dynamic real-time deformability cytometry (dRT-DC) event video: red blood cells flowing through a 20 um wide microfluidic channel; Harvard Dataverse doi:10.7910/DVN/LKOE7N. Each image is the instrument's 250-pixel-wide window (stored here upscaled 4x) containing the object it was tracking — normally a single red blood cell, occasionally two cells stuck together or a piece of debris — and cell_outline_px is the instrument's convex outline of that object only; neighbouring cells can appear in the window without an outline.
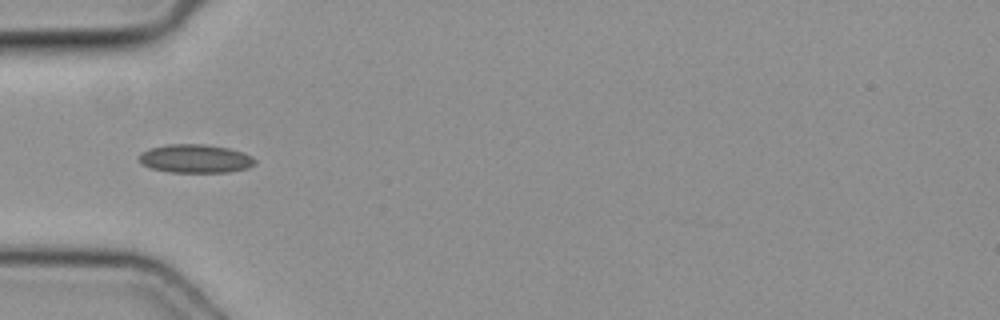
{"species": "common noctule bat (a hibernating species)", "species_latin": "Nyctalus noctula", "temperature_condition": "cold", "stored_images_in_passage": 29, "camera_frame_rate_fps": 3000, "um_per_image_px": 0.085, "animal": {"sex": "female", "body_mass_g": 19.3, "forearm_length_mm": 54.1}, "frame": {"image": 1, "passage_image": 1, "time_ms": 0.0, "image_size_px": [1000, 320], "cell_outline_px": [[256, 164], [248, 168], [228, 172], [168, 172], [152, 168], [140, 164], [140, 152], [148, 148], [168, 144], [204, 144], [228, 148], [244, 152], [252, 156], [256, 160]], "centroid_in_image_um": [16.61, 13.48], "position_along_channel_um": 68.4, "area_um2": 19.42}}
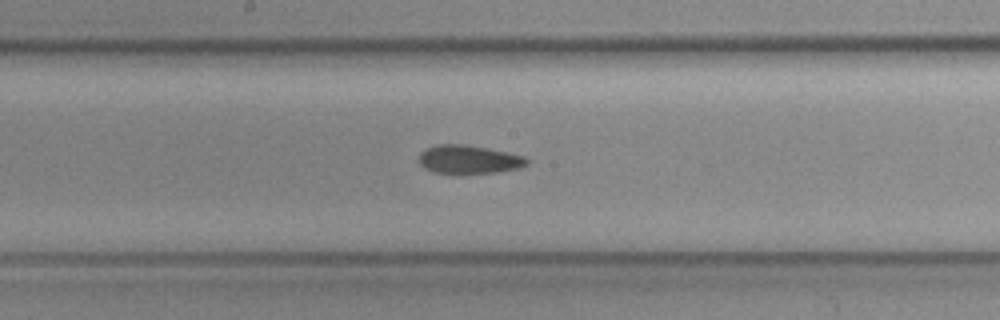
{"frame": {"image": 2, "passage_image": 11, "time_ms": 3.333, "image_size_px": [1000, 320], "cell_outline_px": [[528, 164], [520, 168], [496, 172], [432, 172], [424, 168], [420, 164], [420, 152], [424, 148], [436, 144], [464, 144], [524, 156], [528, 160]], "centroid_in_image_um": [39.81, 13.53], "position_along_channel_um": 208.4, "area_um2": 17.51}}
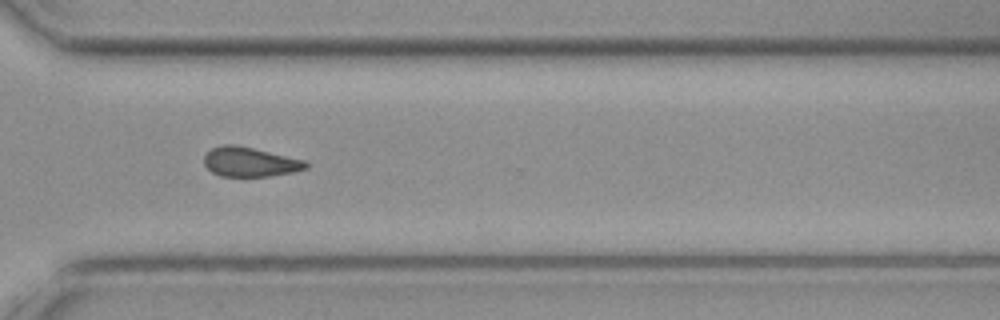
{"frame": {"image": 3, "passage_image": 21, "time_ms": 6.667, "image_size_px": [1000, 320], "cell_outline_px": [[308, 168], [292, 172], [268, 176], [220, 176], [212, 172], [204, 164], [204, 156], [212, 148], [224, 144], [236, 144], [304, 160], [308, 164]], "centroid_in_image_um": [21.22, 13.76], "position_along_channel_um": 349.4, "area_um2": 17.34}}